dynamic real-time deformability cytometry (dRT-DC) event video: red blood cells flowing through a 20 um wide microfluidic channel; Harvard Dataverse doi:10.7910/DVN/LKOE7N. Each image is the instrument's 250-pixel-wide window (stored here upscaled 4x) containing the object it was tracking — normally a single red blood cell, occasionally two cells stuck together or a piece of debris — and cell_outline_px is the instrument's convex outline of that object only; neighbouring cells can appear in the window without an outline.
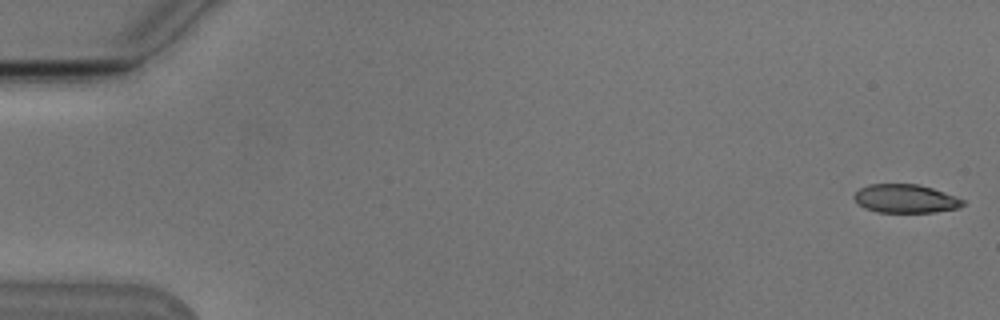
{"species": "Egyptian fruit bat (a non-hibernating species)", "species_latin": "Rousettus aegyptiacus", "temperature_condition": "cold", "stored_images_in_passage": 54, "camera_frame_rate_fps": 3000, "um_per_image_px": 0.085, "animal": {"sex": "male"}, "frame": {"image": 1, "passage_image": 1, "time_ms": 0.0, "image_size_px": [1000, 320], "cell_outline_px": [[964, 204], [956, 208], [936, 212], [876, 212], [864, 208], [856, 204], [852, 196], [860, 188], [868, 184], [916, 184], [932, 188], [956, 196], [964, 200]], "centroid_in_image_um": [76.91, 16.89], "position_along_channel_um": 8.1, "area_um2": 18.15}}
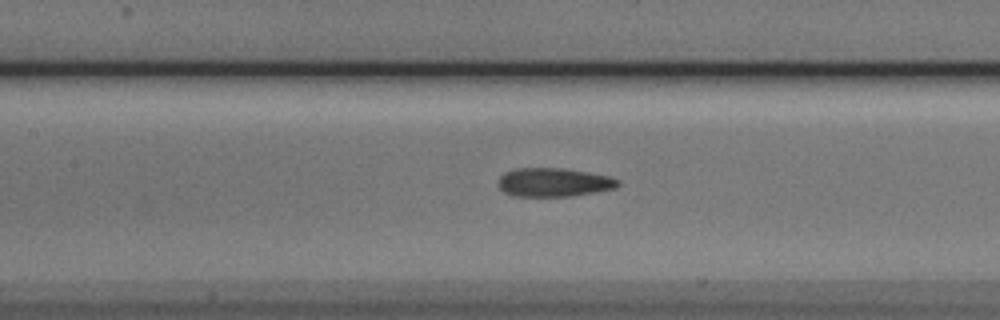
{"frame": {"image": 2, "passage_image": 25, "time_ms": 8.0, "image_size_px": [1000, 320], "cell_outline_px": [[620, 184], [616, 188], [596, 192], [572, 196], [512, 196], [504, 192], [496, 184], [496, 180], [504, 172], [516, 168], [564, 168], [588, 172], [608, 176], [620, 180]], "centroid_in_image_um": [47.04, 15.49], "position_along_channel_um": 160.4, "area_um2": 20.29}}
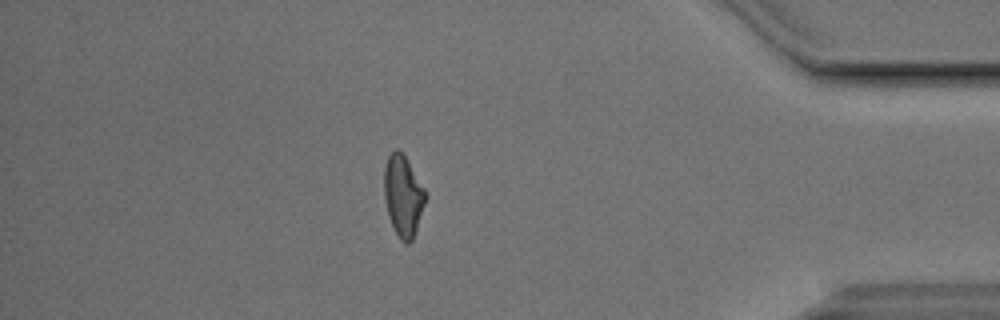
{"frame": {"image": 3, "passage_image": 47, "time_ms": 15.333, "image_size_px": [1000, 320], "cell_outline_px": [[428, 196], [412, 240], [408, 244], [404, 244], [400, 240], [388, 216], [384, 196], [384, 168], [388, 156], [396, 148], [404, 156], [424, 188]], "centroid_in_image_um": [34.26, 16.67], "position_along_channel_um": 400.9, "area_um2": 19.31}, "authors_computed_cell_mechanics": {"area_um2": 19.7676, "velocity_mm_per_s": 3.7911, "shape_relaxation_time_tau1_ms": 4.6086, "shape_relaxation_time_tau2_ms": 2.0083, "deformation_change_tau1": 0.1757, "deformation_change_tau2": 0.107}}